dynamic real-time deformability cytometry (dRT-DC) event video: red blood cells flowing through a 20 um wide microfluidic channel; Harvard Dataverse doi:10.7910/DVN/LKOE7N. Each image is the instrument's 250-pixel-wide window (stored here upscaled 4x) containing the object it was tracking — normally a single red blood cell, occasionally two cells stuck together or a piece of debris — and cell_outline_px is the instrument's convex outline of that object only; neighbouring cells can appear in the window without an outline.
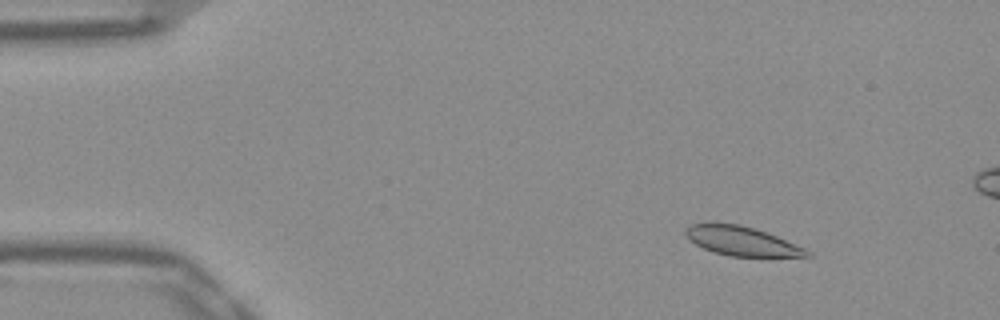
{"species": "Egyptian fruit bat (a non-hibernating species)", "species_latin": "Rousettus aegyptiacus", "temperature_condition": "warm", "stored_images_in_passage": 16, "camera_frame_rate_fps": 3000, "um_per_image_px": 0.085, "frame": {"image": 1, "passage_image": 7, "time_ms": 2.0, "image_size_px": [1000, 320], "cell_outline_px": [[812, 256], [768, 260], [728, 256], [712, 252], [688, 240], [684, 232], [688, 224], [740, 224], [756, 228], [768, 232], [804, 248], [812, 252]], "centroid_in_image_um": [63.17, 20.57], "position_along_channel_um": 21.8, "area_um2": 21.73}}